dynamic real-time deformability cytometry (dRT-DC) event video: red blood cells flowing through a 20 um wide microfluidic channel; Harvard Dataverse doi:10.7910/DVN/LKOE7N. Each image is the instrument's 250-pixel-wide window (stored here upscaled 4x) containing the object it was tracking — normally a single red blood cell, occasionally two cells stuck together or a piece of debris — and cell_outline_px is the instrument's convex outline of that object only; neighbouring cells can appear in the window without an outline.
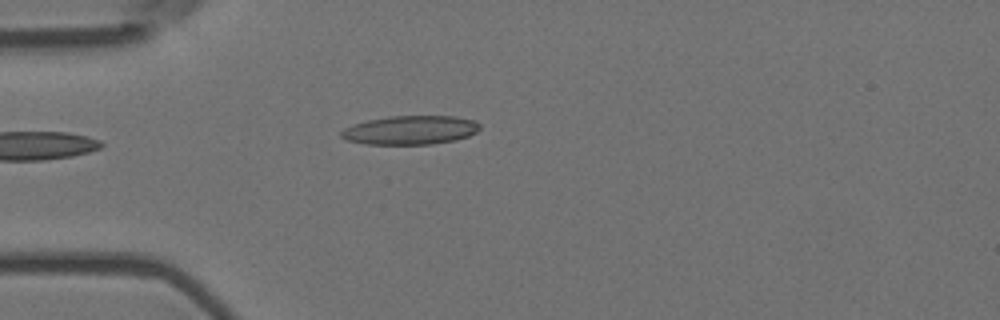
{"species": "Egyptian fruit bat (a non-hibernating species)", "species_latin": "Rousettus aegyptiacus", "temperature_condition": "room temperature", "stored_images_in_passage": 1, "camera_frame_rate_fps": 3000, "um_per_image_px": 0.085, "animal": {"sex": "female"}, "frame": {"image": 1, "passage_image": 1, "time_ms": 0.0, "image_size_px": [1000, 320], "cell_outline_px": [[480, 128], [476, 132], [468, 136], [456, 140], [432, 144], [364, 144], [348, 140], [340, 136], [340, 132], [344, 128], [368, 120], [388, 116], [452, 116], [476, 120], [480, 124]], "centroid_in_image_um": [34.91, 11.06], "position_along_channel_um": 50.1, "area_um2": 23.29}}